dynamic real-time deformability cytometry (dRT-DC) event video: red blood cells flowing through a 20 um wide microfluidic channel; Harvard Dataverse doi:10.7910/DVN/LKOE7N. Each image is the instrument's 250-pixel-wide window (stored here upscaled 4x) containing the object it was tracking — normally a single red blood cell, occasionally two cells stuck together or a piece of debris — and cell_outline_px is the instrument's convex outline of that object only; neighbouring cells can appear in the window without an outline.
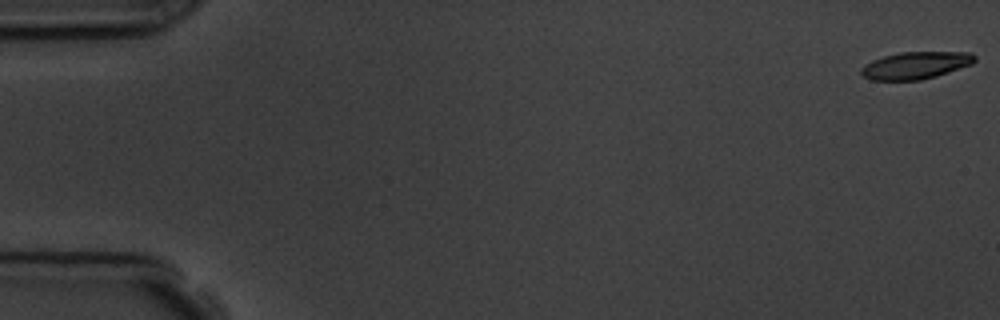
{"species": "common noctule bat (a hibernating species)", "species_latin": "Nyctalus noctula", "temperature_condition": "room temperature", "stored_images_in_passage": 7, "camera_frame_rate_fps": 3000, "um_per_image_px": 0.085, "animal": {"sex": "male", "body_mass_g": 19.5, "forearm_length_mm": 54.6}, "frame": {"image": 1, "passage_image": 1, "time_ms": 0.0, "image_size_px": [1000, 320], "cell_outline_px": [[976, 60], [972, 64], [936, 76], [920, 80], [872, 80], [864, 76], [860, 72], [860, 68], [864, 64], [872, 60], [884, 56], [900, 52], [972, 52], [976, 56]], "centroid_in_image_um": [77.83, 5.55], "position_along_channel_um": 7.2, "area_um2": 18.03}}
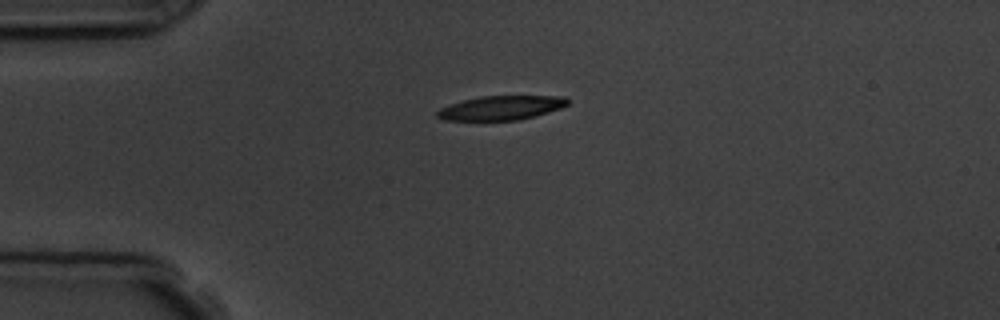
{"frame": {"image": 2, "passage_image": 4, "time_ms": 4.333, "image_size_px": [1000, 320], "cell_outline_px": [[568, 104], [560, 108], [536, 116], [516, 120], [444, 120], [436, 116], [436, 112], [440, 108], [464, 100], [480, 96], [564, 96], [568, 100]], "centroid_in_image_um": [42.6, 9.16], "position_along_channel_um": 42.4, "area_um2": 18.21}}